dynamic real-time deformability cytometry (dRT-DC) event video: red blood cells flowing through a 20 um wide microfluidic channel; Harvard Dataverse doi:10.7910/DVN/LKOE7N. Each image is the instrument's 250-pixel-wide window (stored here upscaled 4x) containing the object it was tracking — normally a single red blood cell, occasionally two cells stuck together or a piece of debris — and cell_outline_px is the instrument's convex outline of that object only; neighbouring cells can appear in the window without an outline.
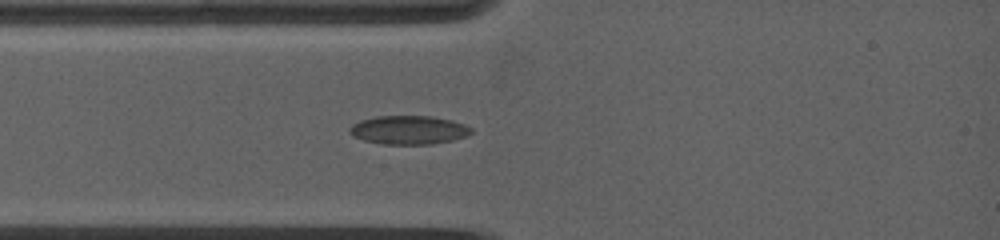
{"species": "common noctule bat (a hibernating species)", "species_latin": "Nyctalus noctula", "temperature_condition": "warm", "stored_images_in_passage": 2, "camera_frame_rate_fps": 5000, "um_per_image_px": 0.085, "animal": {"sex": "female", "body_mass_g": 19.0, "forearm_length_mm": 53.3}, "frame": {"image": 1, "passage_image": 2, "time_ms": 1.0, "image_size_px": [1000, 240], "cell_outline_px": [[472, 132], [464, 136], [452, 140], [432, 144], [380, 144], [364, 140], [352, 136], [348, 132], [348, 128], [352, 124], [360, 120], [376, 116], [432, 116], [452, 120], [464, 124], [472, 128]], "centroid_in_image_um": [34.69, 11.04], "position_along_channel_um": 50.3, "area_um2": 20.4}}